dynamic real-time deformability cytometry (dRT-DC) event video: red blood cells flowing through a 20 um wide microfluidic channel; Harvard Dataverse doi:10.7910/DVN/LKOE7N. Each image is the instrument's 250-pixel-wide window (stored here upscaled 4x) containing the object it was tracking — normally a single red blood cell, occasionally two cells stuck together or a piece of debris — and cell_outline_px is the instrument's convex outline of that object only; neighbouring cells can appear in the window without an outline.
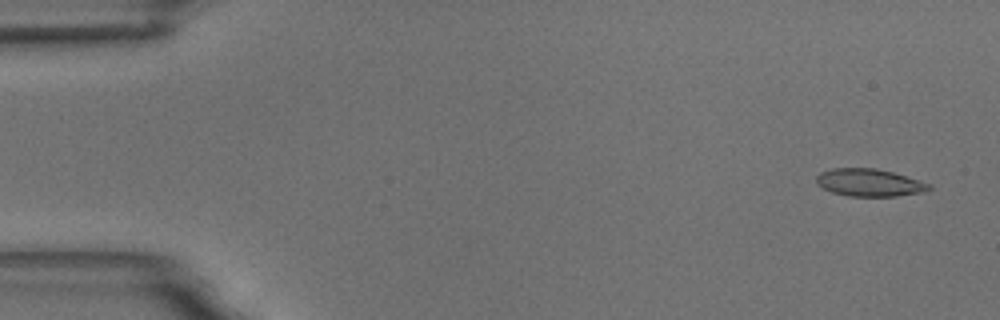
{"species": "common noctule bat (a hibernating species)", "species_latin": "Nyctalus noctula", "temperature_condition": "room temperature", "stored_images_in_passage": 5, "camera_frame_rate_fps": 3000, "um_per_image_px": 0.085, "animal": {"sex": "male", "body_mass_g": 18.8}, "frame": {"image": 1, "passage_image": 1, "time_ms": 0.0, "image_size_px": [1000, 320], "cell_outline_px": [[932, 188], [924, 192], [896, 196], [848, 196], [832, 192], [816, 184], [816, 176], [820, 172], [832, 168], [876, 168], [892, 172], [932, 184]], "centroid_in_image_um": [73.89, 15.52], "position_along_channel_um": 11.1, "area_um2": 18.09}}
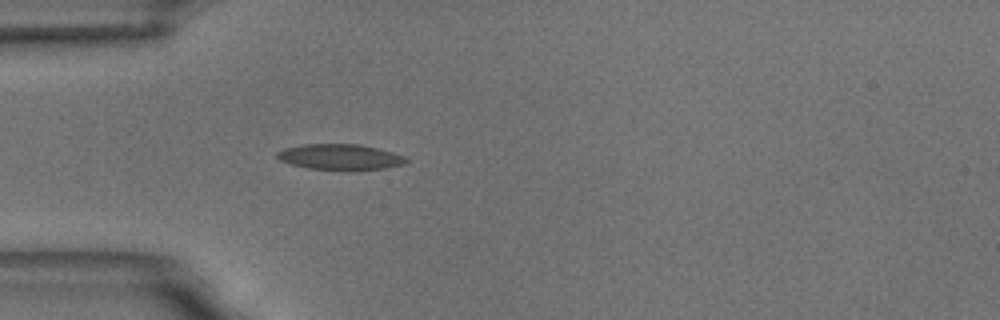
{"frame": {"image": 2, "passage_image": 5, "time_ms": 4.667, "image_size_px": [1000, 320], "cell_outline_px": [[408, 160], [404, 164], [384, 168], [352, 172], [344, 172], [308, 168], [292, 164], [280, 160], [276, 156], [276, 152], [284, 148], [304, 144], [360, 144], [392, 152], [404, 156]], "centroid_in_image_um": [28.91, 13.37], "position_along_channel_um": 56.1, "area_um2": 19.77}}